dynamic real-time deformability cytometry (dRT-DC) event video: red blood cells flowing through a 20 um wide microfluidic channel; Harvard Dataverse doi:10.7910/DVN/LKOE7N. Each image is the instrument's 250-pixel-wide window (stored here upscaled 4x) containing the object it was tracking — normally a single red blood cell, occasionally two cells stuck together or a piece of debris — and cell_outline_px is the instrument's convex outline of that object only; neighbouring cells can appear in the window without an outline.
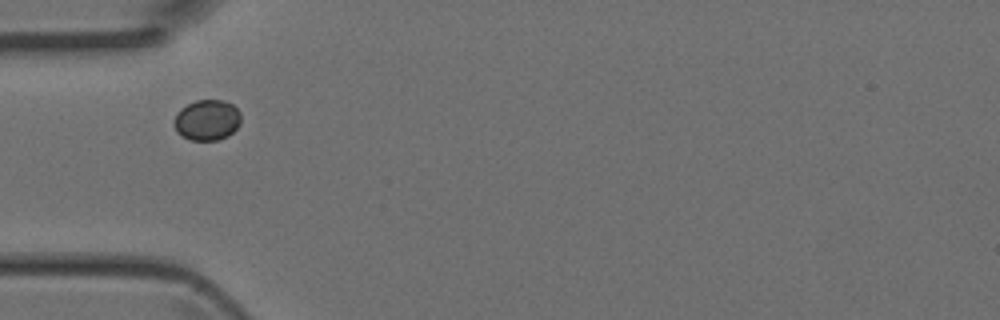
{"species": "Egyptian fruit bat (a non-hibernating species)", "species_latin": "Rousettus aegyptiacus", "temperature_condition": "room temperature", "stored_images_in_passage": 2, "camera_frame_rate_fps": 3000, "um_per_image_px": 0.085, "animal": {"sex": "female"}, "frame": {"image": 1, "passage_image": 2, "time_ms": 0.333, "image_size_px": [1000, 320], "cell_outline_px": [[240, 124], [228, 136], [216, 140], [188, 140], [176, 132], [172, 120], [176, 112], [180, 108], [196, 100], [224, 100], [232, 104], [240, 112]], "centroid_in_image_um": [17.56, 10.2], "position_along_channel_um": 67.4, "area_um2": 16.07}}